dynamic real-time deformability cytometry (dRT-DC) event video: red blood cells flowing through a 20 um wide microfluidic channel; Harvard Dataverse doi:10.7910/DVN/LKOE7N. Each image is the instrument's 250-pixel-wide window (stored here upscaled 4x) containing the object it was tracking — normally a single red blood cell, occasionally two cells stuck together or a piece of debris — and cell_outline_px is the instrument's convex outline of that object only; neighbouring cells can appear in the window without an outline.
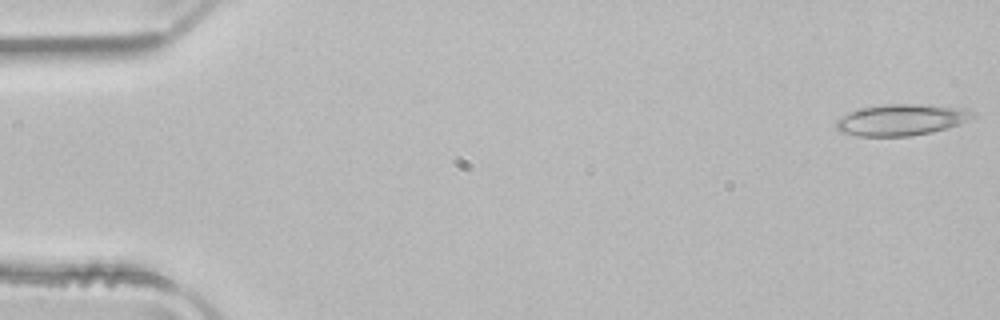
{"species": "common noctule bat (a hibernating species)", "species_latin": "Nyctalus noctula", "temperature_condition": "room temperature", "stored_images_in_passage": 7, "camera_frame_rate_fps": 3000, "um_per_image_px": 0.085, "animal": {"sex": "male", "body_mass_g": 21.5, "forearm_length_mm": 52.0}, "frame": {"image": 1, "passage_image": 1, "time_ms": 0.0, "image_size_px": [1000, 320], "cell_outline_px": [[976, 116], [960, 124], [932, 132], [908, 136], [856, 136], [840, 132], [836, 128], [836, 120], [840, 116], [848, 112], [864, 108], [884, 104], [920, 104], [968, 108], [976, 112]], "centroid_in_image_um": [76.64, 10.18], "position_along_channel_um": 8.4, "area_um2": 25.14}}